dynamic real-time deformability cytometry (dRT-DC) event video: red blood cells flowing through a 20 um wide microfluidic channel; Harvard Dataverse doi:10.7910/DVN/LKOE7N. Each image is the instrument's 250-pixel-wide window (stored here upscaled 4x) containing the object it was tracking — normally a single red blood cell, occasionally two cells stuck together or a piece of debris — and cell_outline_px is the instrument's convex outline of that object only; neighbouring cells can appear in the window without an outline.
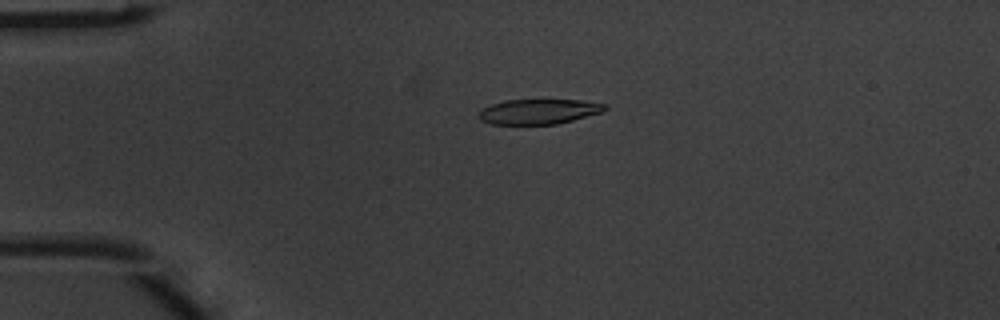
{"species": "common noctule bat (a hibernating species)", "species_latin": "Nyctalus noctula", "temperature_condition": "warm", "stored_images_in_passage": 8, "camera_frame_rate_fps": 3000, "um_per_image_px": 0.085, "animal": {"sex": "male", "body_mass_g": 20.1, "forearm_length_mm": 53.5}, "frame": {"image": 1, "passage_image": 4, "time_ms": 1.0, "image_size_px": [1000, 320], "cell_outline_px": [[608, 108], [600, 112], [572, 120], [556, 124], [492, 124], [480, 120], [476, 116], [484, 108], [492, 104], [504, 100], [580, 100], [604, 104]], "centroid_in_image_um": [45.74, 9.48], "position_along_channel_um": 39.3, "area_um2": 18.15}}
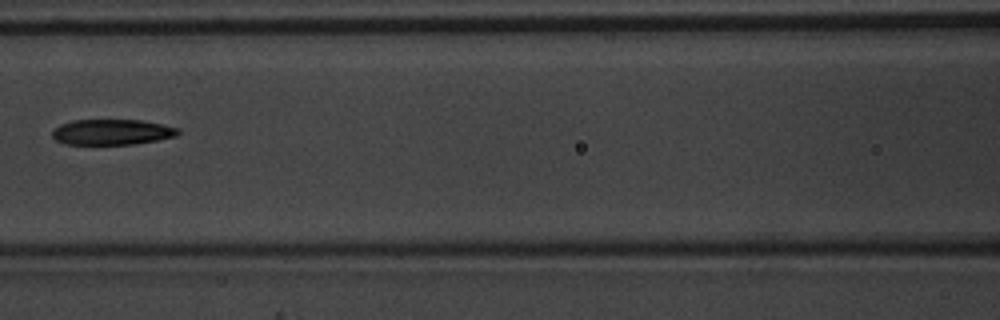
{"frame": {"image": 2, "passage_image": 7, "time_ms": 2.0, "image_size_px": [1000, 320], "cell_outline_px": [[180, 132], [176, 136], [156, 140], [132, 144], [64, 144], [56, 140], [52, 136], [52, 128], [60, 124], [72, 120], [140, 120], [180, 128]], "centroid_in_image_um": [9.48, 11.22], "position_along_channel_um": 157.1, "area_um2": 18.73}}
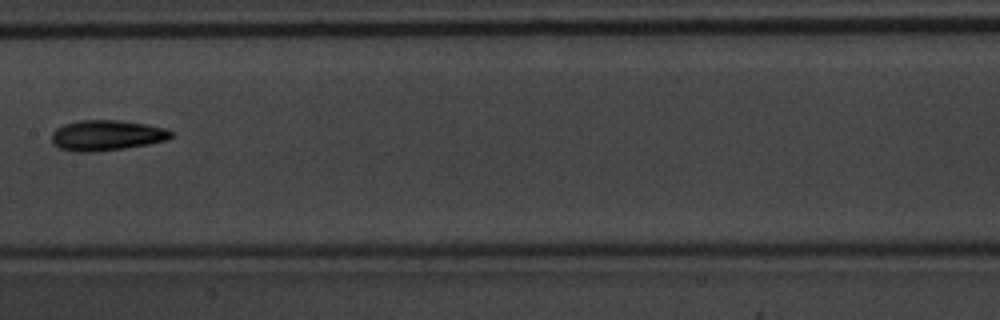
{"frame": {"image": 3, "passage_image": 8, "time_ms": 2.333, "image_size_px": [1000, 320], "cell_outline_px": [[172, 136], [168, 140], [148, 144], [124, 148], [92, 152], [72, 152], [60, 148], [52, 144], [52, 132], [56, 128], [64, 124], [80, 120], [120, 120], [148, 124], [164, 128], [172, 132]], "centroid_in_image_um": [9.04, 11.5], "position_along_channel_um": 198.4, "area_um2": 21.33}}